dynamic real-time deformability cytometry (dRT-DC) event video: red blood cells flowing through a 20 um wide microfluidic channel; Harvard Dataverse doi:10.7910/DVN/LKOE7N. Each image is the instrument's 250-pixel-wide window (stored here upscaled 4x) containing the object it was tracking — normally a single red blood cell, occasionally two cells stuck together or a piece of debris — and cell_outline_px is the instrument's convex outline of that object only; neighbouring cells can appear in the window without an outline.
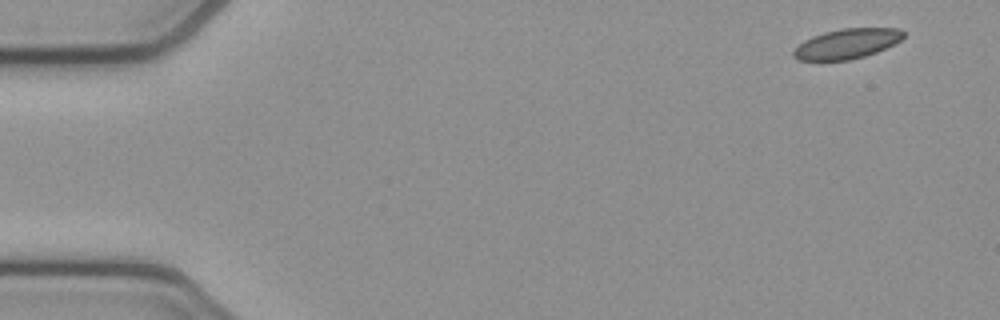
{"species": "common noctule bat (a hibernating species)", "species_latin": "Nyctalus noctula", "temperature_condition": "cold", "stored_images_in_passage": 12, "camera_frame_rate_fps": 3000, "um_per_image_px": 0.085, "animal": {"sex": "female", "body_mass_g": 21.9}, "frame": {"image": 1, "passage_image": 1, "time_ms": 0.0, "image_size_px": [1000, 320], "cell_outline_px": [[904, 36], [900, 40], [876, 52], [864, 56], [848, 60], [796, 60], [792, 56], [792, 52], [804, 40], [812, 36], [824, 32], [840, 28], [900, 28], [904, 32]], "centroid_in_image_um": [71.96, 3.71], "position_along_channel_um": 13.0, "area_um2": 19.07}}